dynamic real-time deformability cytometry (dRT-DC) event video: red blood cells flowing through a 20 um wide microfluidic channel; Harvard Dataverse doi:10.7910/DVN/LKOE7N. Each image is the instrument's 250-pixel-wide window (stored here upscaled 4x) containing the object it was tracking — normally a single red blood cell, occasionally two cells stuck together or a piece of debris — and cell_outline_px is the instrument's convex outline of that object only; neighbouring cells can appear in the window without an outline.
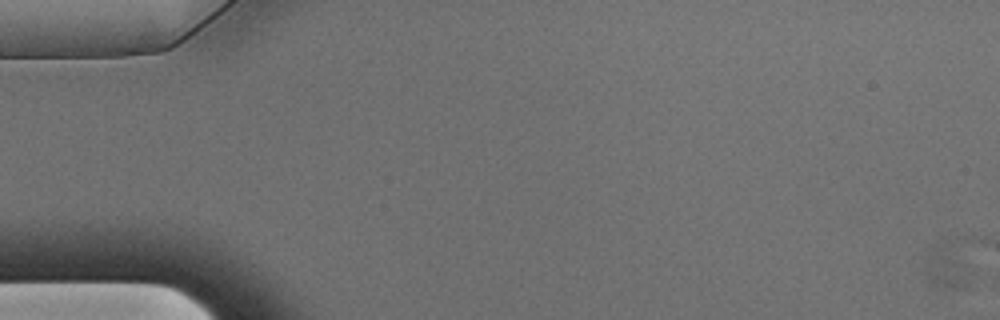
{"species": "Egyptian fruit bat (a non-hibernating species)", "species_latin": "Rousettus aegyptiacus", "temperature_condition": "warm", "stored_images_in_passage": 5, "camera_frame_rate_fps": 3000, "um_per_image_px": 0.085, "animal": {"sex": "male"}, "frame": {"image": 1, "passage_image": 1, "time_ms": 0.0, "image_size_px": [1000, 320], "cell_outline_px": [[972, 272], [968, 284], [964, 288], [944, 288], [936, 284], [924, 272], [924, 248], [932, 244], [944, 244]], "centroid_in_image_um": [80.36, 22.73], "position_along_channel_um": 4.6, "area_um2": 10.98}}